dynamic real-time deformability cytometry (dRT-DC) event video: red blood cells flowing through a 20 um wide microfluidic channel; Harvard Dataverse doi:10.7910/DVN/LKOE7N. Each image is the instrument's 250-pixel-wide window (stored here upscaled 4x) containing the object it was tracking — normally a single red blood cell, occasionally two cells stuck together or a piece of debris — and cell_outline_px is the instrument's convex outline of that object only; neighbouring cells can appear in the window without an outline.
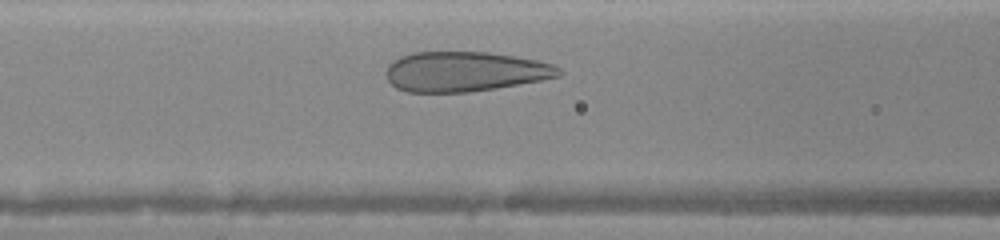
{"species": "human", "species_latin": "Homo sapiens", "temperature_condition": "warm", "stored_images_in_passage": 25, "camera_frame_rate_fps": 3000, "um_per_image_px": 0.085, "donor": {"sex": "female"}, "frame": {"image": 1, "passage_image": 7, "time_ms": 2.0, "image_size_px": [1000, 240], "cell_outline_px": [[564, 72], [560, 76], [540, 80], [496, 88], [468, 92], [408, 92], [396, 88], [388, 80], [384, 72], [388, 64], [400, 56], [412, 52], [488, 52], [536, 60], [552, 64], [560, 68]], "centroid_in_image_um": [39.48, 6.08], "position_along_channel_um": 127.1, "area_um2": 40.23}}
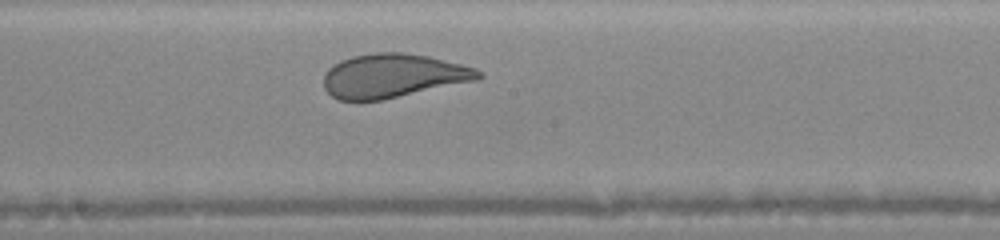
{"frame": {"image": 2, "passage_image": 13, "time_ms": 4.0, "image_size_px": [1000, 240], "cell_outline_px": [[484, 76], [476, 80], [384, 100], [340, 100], [332, 96], [324, 88], [324, 76], [328, 68], [340, 60], [352, 56], [376, 52], [400, 52], [428, 56], [476, 68], [484, 72]], "centroid_in_image_um": [33.41, 6.44], "position_along_channel_um": 214.8, "area_um2": 39.59}}
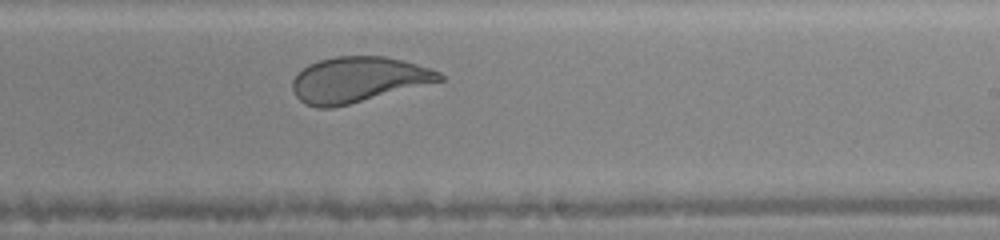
{"frame": {"image": 3, "passage_image": 16, "time_ms": 5.0, "image_size_px": [1000, 240], "cell_outline_px": [[444, 80], [332, 108], [316, 108], [304, 104], [292, 92], [292, 80], [308, 64], [320, 60], [336, 56], [384, 56], [400, 60], [428, 68], [440, 72], [444, 76]], "centroid_in_image_um": [30.39, 6.77], "position_along_channel_um": 258.6, "area_um2": 38.55}}